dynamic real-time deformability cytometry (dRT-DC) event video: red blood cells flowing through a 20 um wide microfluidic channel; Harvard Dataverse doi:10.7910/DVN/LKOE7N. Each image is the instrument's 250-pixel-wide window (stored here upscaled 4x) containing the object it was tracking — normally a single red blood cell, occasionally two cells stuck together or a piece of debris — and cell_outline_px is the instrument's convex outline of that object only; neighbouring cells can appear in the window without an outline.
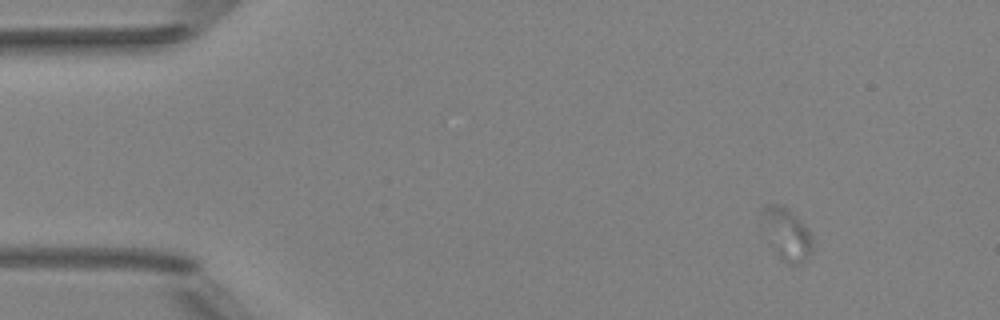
{"species": "Egyptian fruit bat (a non-hibernating species)", "species_latin": "Rousettus aegyptiacus", "temperature_condition": "room temperature", "stored_images_in_passage": 35, "camera_frame_rate_fps": 3000, "um_per_image_px": 0.085, "animal": {"sex": "female"}, "frame": {"image": 1, "passage_image": 7, "time_ms": 2.0, "image_size_px": [1000, 320], "cell_outline_px": [[812, 252], [800, 264], [788, 264], [776, 252], [760, 212], [768, 204], [776, 204], [788, 208], [812, 236]], "centroid_in_image_um": [66.91, 19.89], "position_along_channel_um": 18.1, "area_um2": 14.28}}